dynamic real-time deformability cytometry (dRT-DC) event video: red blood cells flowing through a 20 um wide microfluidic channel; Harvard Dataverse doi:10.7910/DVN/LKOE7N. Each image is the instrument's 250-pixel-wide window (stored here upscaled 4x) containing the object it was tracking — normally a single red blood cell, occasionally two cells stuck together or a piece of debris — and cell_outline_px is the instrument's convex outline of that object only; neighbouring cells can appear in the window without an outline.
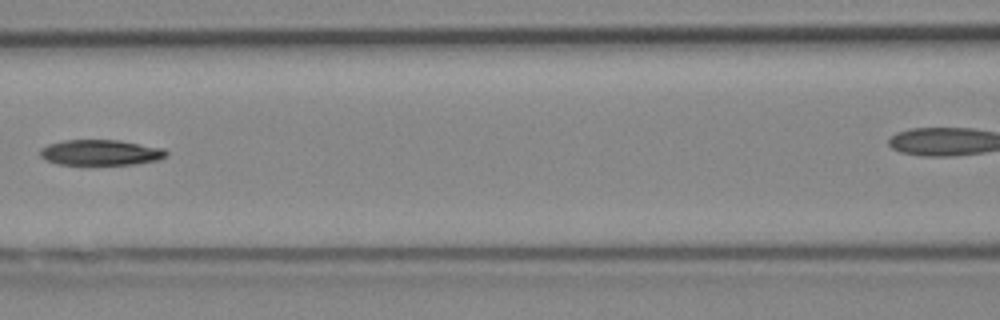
{"species": "Egyptian fruit bat (a non-hibernating species)", "species_latin": "Rousettus aegyptiacus", "temperature_condition": "cold", "stored_images_in_passage": 5, "segment_of_instrument_passage": [1, 2], "camera_frame_rate_fps": 3000, "um_per_image_px": 0.085, "animal": {"sex": "female"}, "frame": {"image": 1, "passage_image": 4, "time_ms": 1.0, "image_size_px": [1000, 320], "cell_outline_px": [[168, 156], [160, 160], [136, 164], [56, 164], [44, 160], [40, 156], [40, 148], [48, 144], [64, 140], [120, 140], [164, 148], [168, 152]], "centroid_in_image_um": [8.57, 12.96], "position_along_channel_um": 158.0, "area_um2": 19.02}}